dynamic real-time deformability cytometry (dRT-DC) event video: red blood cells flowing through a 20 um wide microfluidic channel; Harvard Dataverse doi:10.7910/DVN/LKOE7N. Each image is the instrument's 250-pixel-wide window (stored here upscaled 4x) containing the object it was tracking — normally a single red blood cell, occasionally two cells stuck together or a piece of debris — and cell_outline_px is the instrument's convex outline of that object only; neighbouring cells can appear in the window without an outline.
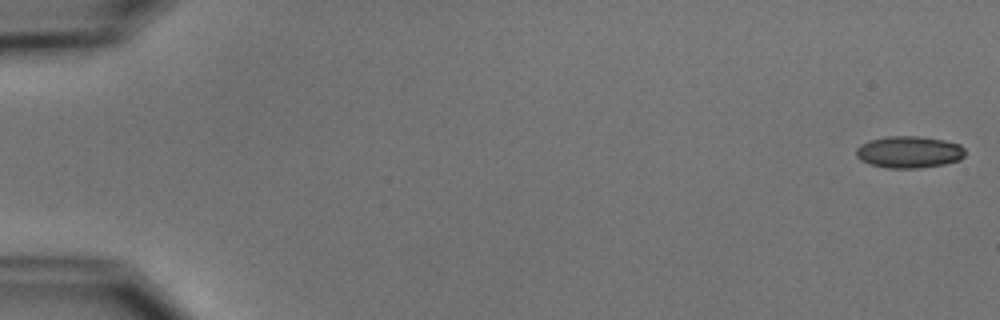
{"species": "common noctule bat (a hibernating species)", "species_latin": "Nyctalus noctula", "temperature_condition": "cold", "stored_images_in_passage": 6, "camera_frame_rate_fps": 3000, "um_per_image_px": 0.085, "animal": {"sex": "male", "body_mass_g": 15.6}, "frame": {"image": 1, "passage_image": 1, "time_ms": 0.0, "image_size_px": [1000, 320], "cell_outline_px": [[964, 156], [960, 160], [944, 164], [916, 168], [888, 168], [868, 164], [860, 160], [856, 156], [856, 148], [860, 144], [868, 140], [888, 136], [916, 136], [944, 140], [960, 144], [964, 148]], "centroid_in_image_um": [77.24, 12.92], "position_along_channel_um": 7.8, "area_um2": 20.35}}
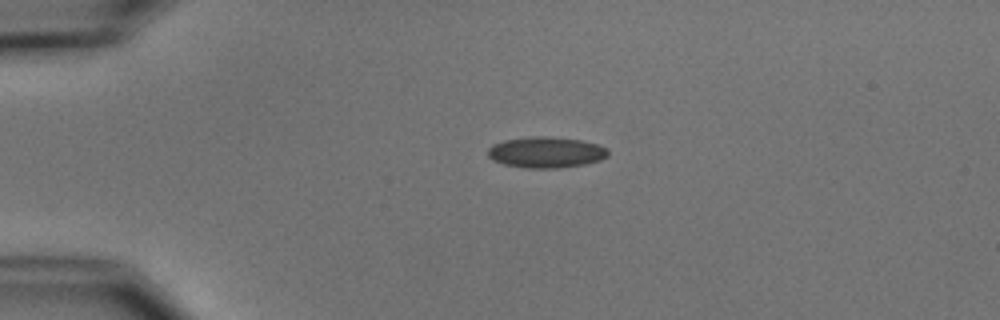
{"frame": {"image": 2, "passage_image": 4, "time_ms": 4.0, "image_size_px": [1000, 320], "cell_outline_px": [[608, 156], [600, 160], [584, 164], [560, 168], [524, 168], [504, 164], [492, 160], [488, 156], [488, 148], [492, 144], [504, 140], [532, 136], [548, 136], [580, 140], [600, 144], [608, 148]], "centroid_in_image_um": [46.42, 12.94], "position_along_channel_um": 38.6, "area_um2": 21.91}}
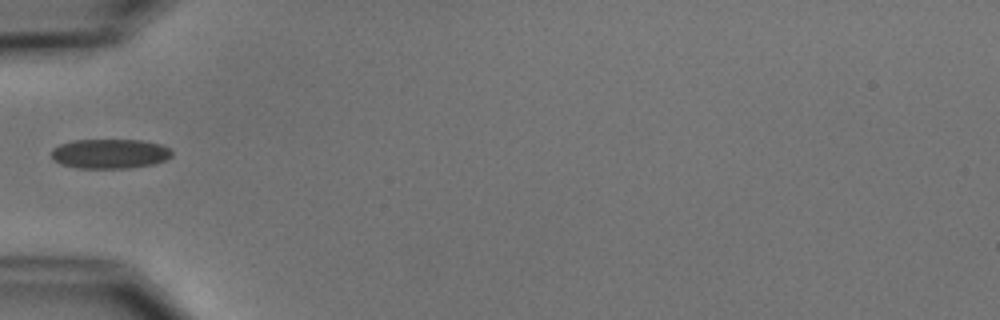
{"frame": {"image": 3, "passage_image": 6, "time_ms": 6.0, "image_size_px": [1000, 320], "cell_outline_px": [[172, 156], [164, 160], [152, 164], [128, 168], [76, 168], [52, 160], [52, 148], [60, 144], [72, 140], [140, 140], [160, 144], [168, 148], [172, 152]], "centroid_in_image_um": [9.31, 13.06], "position_along_channel_um": 75.7, "area_um2": 20.69}}